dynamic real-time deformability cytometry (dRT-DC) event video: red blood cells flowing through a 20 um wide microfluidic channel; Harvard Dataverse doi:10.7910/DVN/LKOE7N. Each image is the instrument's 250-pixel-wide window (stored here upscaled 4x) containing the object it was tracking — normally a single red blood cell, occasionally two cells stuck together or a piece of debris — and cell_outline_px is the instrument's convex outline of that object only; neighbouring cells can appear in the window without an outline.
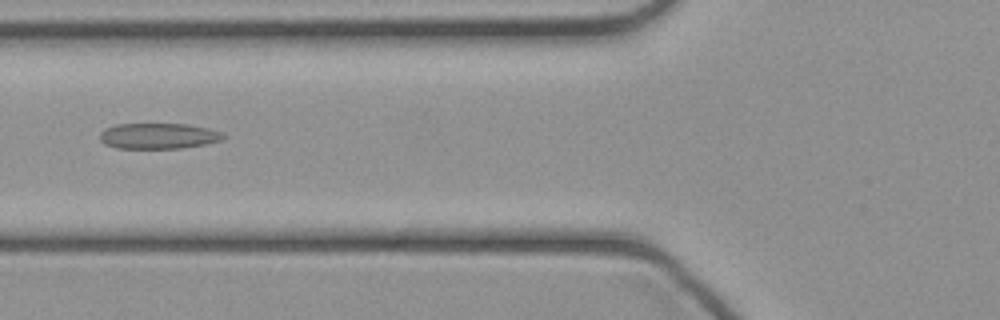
{"species": "common noctule bat (a hibernating species)", "species_latin": "Nyctalus noctula", "temperature_condition": "cold", "stored_images_in_passage": 44, "camera_frame_rate_fps": 3000, "um_per_image_px": 0.085, "animal": {"sex": "female", "body_mass_g": 21.9}, "frame": {"image": 1, "passage_image": 17, "time_ms": 5.333, "image_size_px": [1000, 320], "cell_outline_px": [[228, 136], [220, 140], [204, 144], [180, 148], [116, 148], [104, 144], [100, 140], [100, 132], [104, 128], [116, 124], [188, 124], [208, 128], [224, 132]], "centroid_in_image_um": [13.46, 11.55], "position_along_channel_um": 112.3, "area_um2": 18.61}}
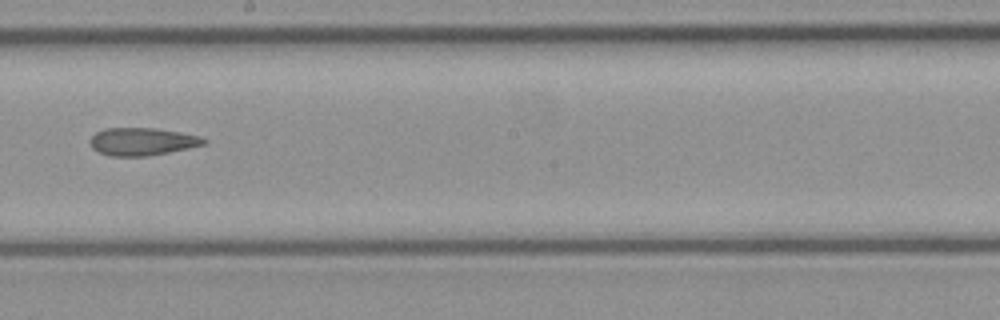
{"frame": {"image": 2, "passage_image": 25, "time_ms": 8.0, "image_size_px": [1000, 320], "cell_outline_px": [[208, 144], [148, 156], [108, 156], [92, 148], [88, 144], [88, 140], [96, 132], [104, 128], [156, 128], [180, 132], [200, 136], [208, 140]], "centroid_in_image_um": [12.08, 12.03], "position_along_channel_um": 236.1, "area_um2": 18.55}}
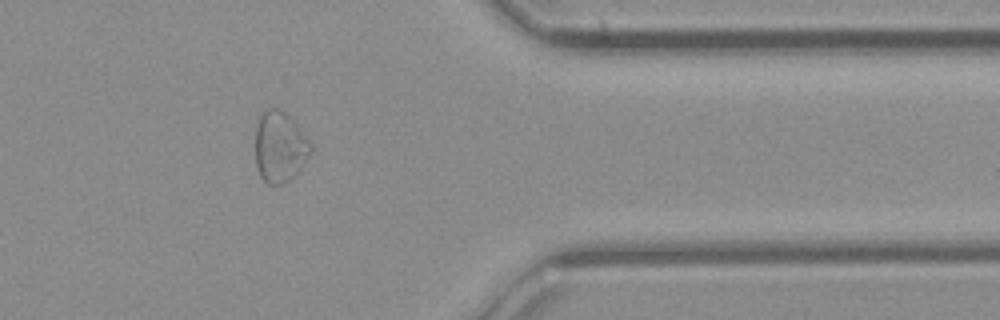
{"frame": {"image": 3, "passage_image": 36, "time_ms": 11.667, "image_size_px": [1000, 320], "cell_outline_px": [[312, 152], [296, 172], [288, 180], [280, 184], [268, 184], [260, 176], [256, 164], [256, 128], [260, 116], [268, 108], [276, 108], [284, 112], [292, 120], [312, 144]], "centroid_in_image_um": [23.77, 12.49], "position_along_channel_um": 387.6, "area_um2": 22.31}}